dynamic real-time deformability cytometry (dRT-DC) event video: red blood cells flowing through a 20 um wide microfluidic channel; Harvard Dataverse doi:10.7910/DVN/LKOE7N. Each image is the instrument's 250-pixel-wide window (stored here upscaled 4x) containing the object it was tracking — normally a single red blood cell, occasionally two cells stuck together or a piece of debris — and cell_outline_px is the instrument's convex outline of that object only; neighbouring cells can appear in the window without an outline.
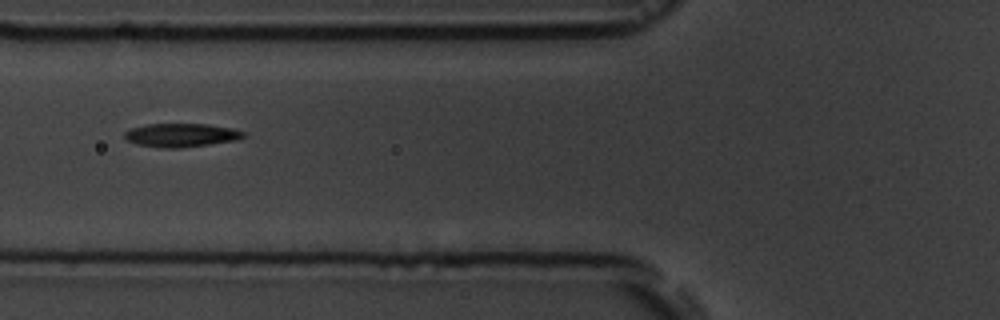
{"species": "common noctule bat (a hibernating species)", "species_latin": "Nyctalus noctula", "temperature_condition": "room temperature", "stored_images_in_passage": 16, "camera_frame_rate_fps": 3000, "um_per_image_px": 0.085, "animal": {"sex": "male", "body_mass_g": 19.5, "forearm_length_mm": 54.6}, "frame": {"image": 1, "passage_image": 7, "time_ms": 7.0, "image_size_px": [1000, 320], "cell_outline_px": [[244, 136], [236, 140], [180, 148], [164, 148], [136, 144], [124, 140], [124, 132], [132, 128], [148, 124], [208, 124], [232, 128], [244, 132]], "centroid_in_image_um": [15.36, 11.49], "position_along_channel_um": 110.4, "area_um2": 16.24}}
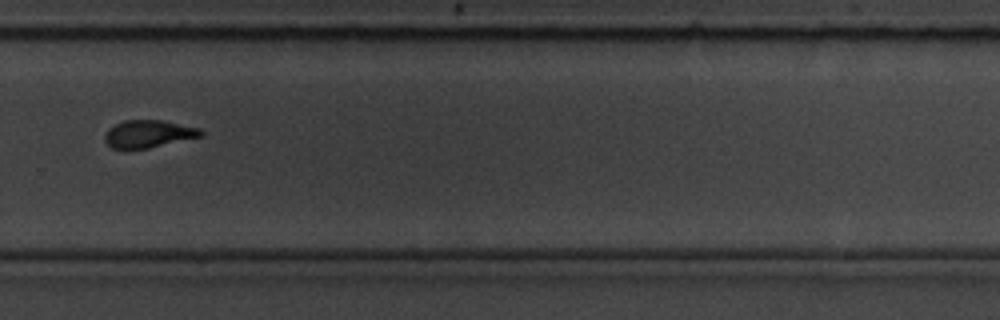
{"frame": {"image": 2, "passage_image": 12, "time_ms": 12.667, "image_size_px": [1000, 320], "cell_outline_px": [[204, 136], [148, 148], [112, 148], [104, 140], [104, 136], [108, 128], [124, 120], [160, 120], [200, 128], [204, 132]], "centroid_in_image_um": [12.64, 11.37], "position_along_channel_um": 317.2, "area_um2": 15.32}, "authors_computed_cell_mechanics": {"area_um2": 16.5019, "velocity_mm_per_s": 3.6431, "shape_relaxation_time_tau1_ms": 1.596, "shape_relaxation_time_tau2_ms": null, "deformation_change_tau1": 0.0976, "deformation_change_tau2": null}}